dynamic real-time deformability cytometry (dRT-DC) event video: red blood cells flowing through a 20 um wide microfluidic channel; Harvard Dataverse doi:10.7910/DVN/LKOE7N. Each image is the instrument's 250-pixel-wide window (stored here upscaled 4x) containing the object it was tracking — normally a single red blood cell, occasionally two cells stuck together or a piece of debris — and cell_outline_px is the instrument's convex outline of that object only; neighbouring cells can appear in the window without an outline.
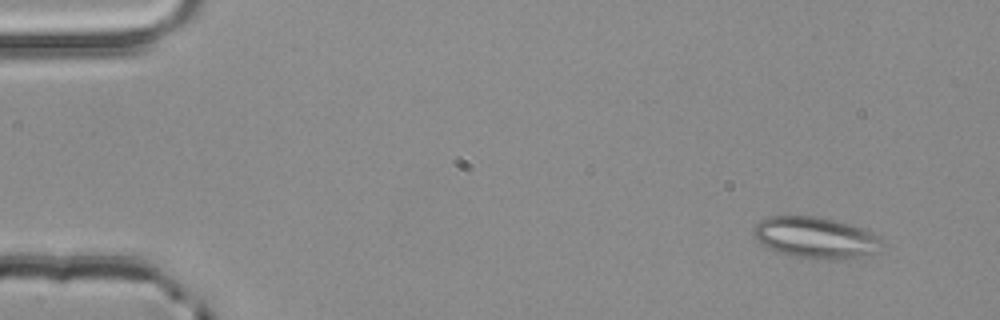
{"species": "common noctule bat (a hibernating species)", "species_latin": "Nyctalus noctula", "temperature_condition": "room temperature", "stored_images_in_passage": 3, "camera_frame_rate_fps": 3000, "um_per_image_px": 0.085, "animal": {"sex": "male", "body_mass_g": 20.4}, "frame": {"image": 1, "passage_image": 1, "time_ms": 0.0, "image_size_px": [1000, 320], "cell_outline_px": [[880, 252], [840, 260], [824, 260], [792, 256], [776, 252], [760, 244], [752, 232], [752, 228], [760, 220], [768, 216], [816, 216], [852, 224], [876, 232], [880, 236]], "centroid_in_image_um": [69.33, 20.2], "position_along_channel_um": 15.7, "area_um2": 31.5}}